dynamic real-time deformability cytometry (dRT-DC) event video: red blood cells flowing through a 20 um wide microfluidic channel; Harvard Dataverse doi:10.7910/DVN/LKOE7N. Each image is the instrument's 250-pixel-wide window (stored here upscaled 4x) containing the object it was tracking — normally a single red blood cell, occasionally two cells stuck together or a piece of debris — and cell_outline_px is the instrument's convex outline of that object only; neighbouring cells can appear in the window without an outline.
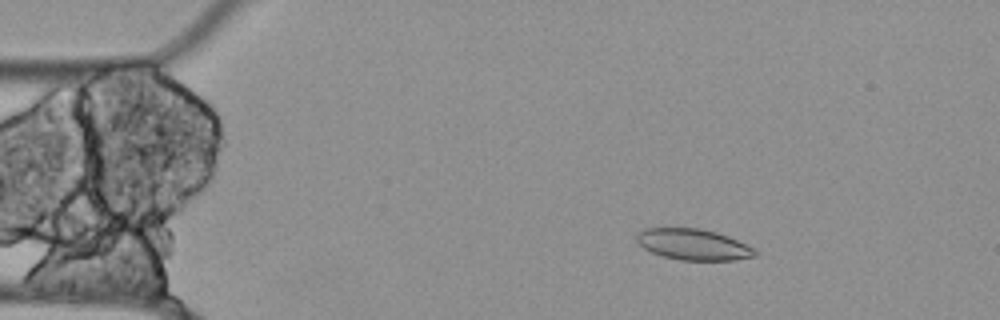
{"species": "Egyptian fruit bat (a non-hibernating species)", "species_latin": "Rousettus aegyptiacus", "temperature_condition": "cold", "stored_images_in_passage": 5, "camera_frame_rate_fps": 3000, "um_per_image_px": 0.085, "animal": {"sex": "female"}, "frame": {"image": 1, "passage_image": 1, "time_ms": 0.0, "image_size_px": [1000, 320], "cell_outline_px": [[756, 256], [736, 260], [680, 260], [664, 256], [652, 252], [644, 248], [636, 240], [636, 232], [644, 228], [700, 228], [716, 232], [728, 236], [756, 248]], "centroid_in_image_um": [58.94, 20.77], "position_along_channel_um": 26.1, "area_um2": 21.5}}